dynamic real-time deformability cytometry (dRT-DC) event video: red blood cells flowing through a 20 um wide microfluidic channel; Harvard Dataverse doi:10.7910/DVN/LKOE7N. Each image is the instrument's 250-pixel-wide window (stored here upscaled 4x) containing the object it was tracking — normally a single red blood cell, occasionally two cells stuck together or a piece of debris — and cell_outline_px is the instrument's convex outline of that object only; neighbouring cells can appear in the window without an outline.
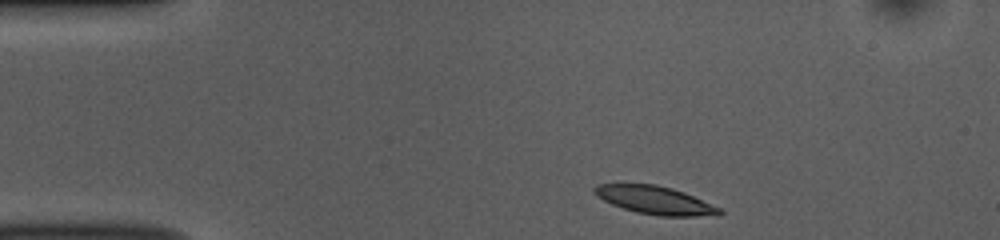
{"species": "common noctule bat (a hibernating species)", "species_latin": "Nyctalus noctula", "temperature_condition": "room temperature", "stored_images_in_passage": 44, "camera_frame_rate_fps": 3000, "um_per_image_px": 0.085, "animal": {"sex": "female", "body_mass_g": 10.0, "forearm_length_mm": 53.1}, "frame": {"image": 1, "passage_image": 1, "time_ms": 0.0, "image_size_px": [1000, 240], "cell_outline_px": [[724, 212], [720, 216], [660, 216], [636, 212], [612, 204], [596, 196], [592, 192], [592, 188], [596, 184], [656, 184], [672, 188], [684, 192], [720, 208]], "centroid_in_image_um": [55.68, 17.02], "position_along_channel_um": 29.3, "area_um2": 20.52}}
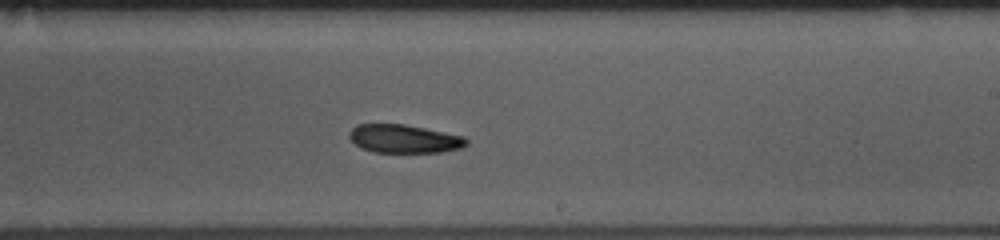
{"frame": {"image": 2, "passage_image": 23, "time_ms": 7.333, "image_size_px": [1000, 240], "cell_outline_px": [[468, 144], [460, 148], [440, 152], [372, 152], [360, 148], [348, 136], [348, 132], [356, 124], [404, 124], [464, 136], [468, 140]], "centroid_in_image_um": [34.32, 11.79], "position_along_channel_um": 254.7, "area_um2": 19.36}}
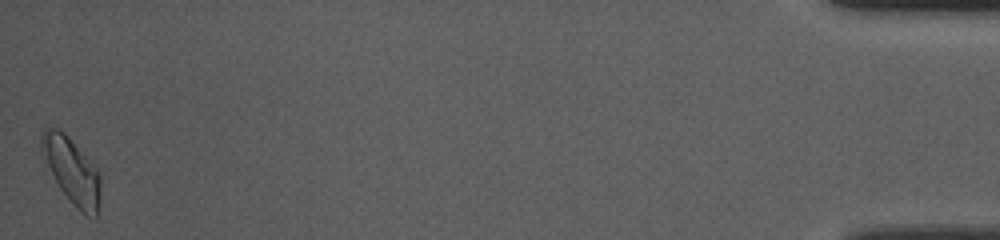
{"frame": {"image": 3, "passage_image": 44, "time_ms": 14.333, "image_size_px": [1000, 240], "cell_outline_px": [[100, 200], [96, 220], [84, 216], [68, 200], [60, 188], [40, 148], [40, 136], [44, 128], [56, 128], [64, 132], [68, 136], [96, 168], [100, 176]], "centroid_in_image_um": [6.13, 14.57], "position_along_channel_um": 429.1, "area_um2": 22.48}}